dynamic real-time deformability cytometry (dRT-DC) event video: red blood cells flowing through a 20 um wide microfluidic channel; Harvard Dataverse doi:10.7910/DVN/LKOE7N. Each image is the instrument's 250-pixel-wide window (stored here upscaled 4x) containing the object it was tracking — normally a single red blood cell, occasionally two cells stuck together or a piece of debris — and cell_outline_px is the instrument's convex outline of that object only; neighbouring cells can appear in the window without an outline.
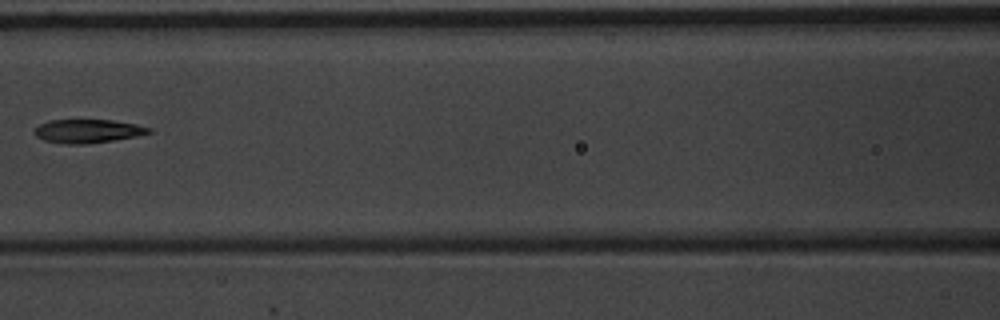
{"species": "common noctule bat (a hibernating species)", "species_latin": "Nyctalus noctula", "temperature_condition": "warm", "stored_images_in_passage": 8, "camera_frame_rate_fps": 3000, "um_per_image_px": 0.085, "animal": {"sex": "male", "body_mass_g": 20.1, "forearm_length_mm": 53.5}, "frame": {"image": 1, "passage_image": 7, "time_ms": 2.0, "image_size_px": [1000, 320], "cell_outline_px": [[156, 132], [136, 136], [88, 144], [64, 144], [44, 140], [36, 136], [32, 132], [40, 124], [48, 120], [112, 120], [136, 124], [152, 128]], "centroid_in_image_um": [7.48, 11.14], "position_along_channel_um": 159.1, "area_um2": 15.84}}
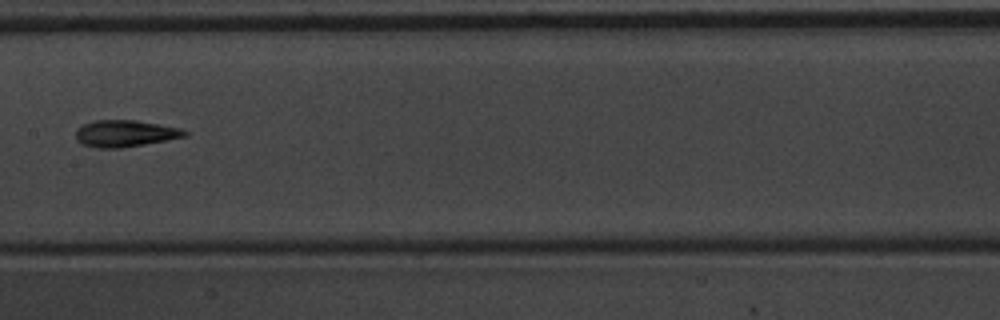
{"frame": {"image": 2, "passage_image": 8, "time_ms": 2.333, "image_size_px": [1000, 320], "cell_outline_px": [[188, 136], [120, 148], [96, 148], [84, 144], [76, 140], [76, 128], [84, 124], [96, 120], [136, 120], [160, 124], [180, 128], [188, 132]], "centroid_in_image_um": [10.63, 11.34], "position_along_channel_um": 196.8, "area_um2": 16.88}}